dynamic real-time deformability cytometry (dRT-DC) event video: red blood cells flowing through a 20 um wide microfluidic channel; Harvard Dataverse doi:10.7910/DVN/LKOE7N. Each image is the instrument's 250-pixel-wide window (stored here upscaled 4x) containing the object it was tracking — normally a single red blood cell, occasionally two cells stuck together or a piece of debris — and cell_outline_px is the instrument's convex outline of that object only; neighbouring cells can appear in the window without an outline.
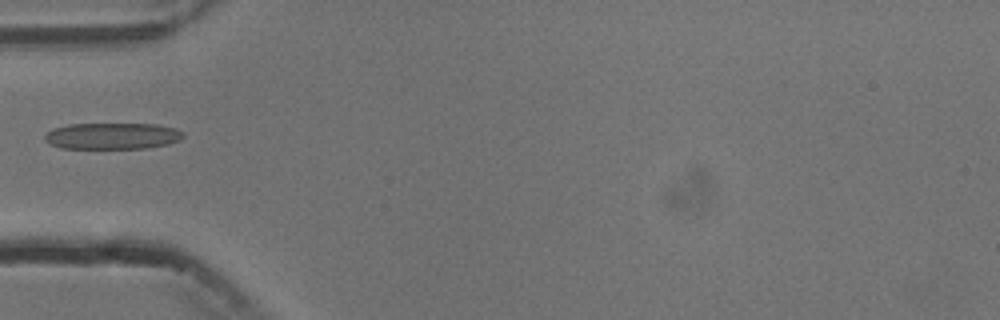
{"species": "common noctule bat (a hibernating species)", "species_latin": "Nyctalus noctula", "temperature_condition": "cold", "stored_images_in_passage": 2, "camera_frame_rate_fps": 3000, "um_per_image_px": 0.085, "animal": {"sex": "male", "body_mass_g": 13.3}, "frame": {"image": 1, "passage_image": 2, "time_ms": 1.333, "image_size_px": [1000, 320], "cell_outline_px": [[184, 136], [180, 140], [168, 144], [144, 148], [60, 148], [44, 140], [44, 132], [52, 128], [68, 124], [156, 124], [176, 128], [184, 132]], "centroid_in_image_um": [9.53, 11.55], "position_along_channel_um": 75.5, "area_um2": 21.44}}